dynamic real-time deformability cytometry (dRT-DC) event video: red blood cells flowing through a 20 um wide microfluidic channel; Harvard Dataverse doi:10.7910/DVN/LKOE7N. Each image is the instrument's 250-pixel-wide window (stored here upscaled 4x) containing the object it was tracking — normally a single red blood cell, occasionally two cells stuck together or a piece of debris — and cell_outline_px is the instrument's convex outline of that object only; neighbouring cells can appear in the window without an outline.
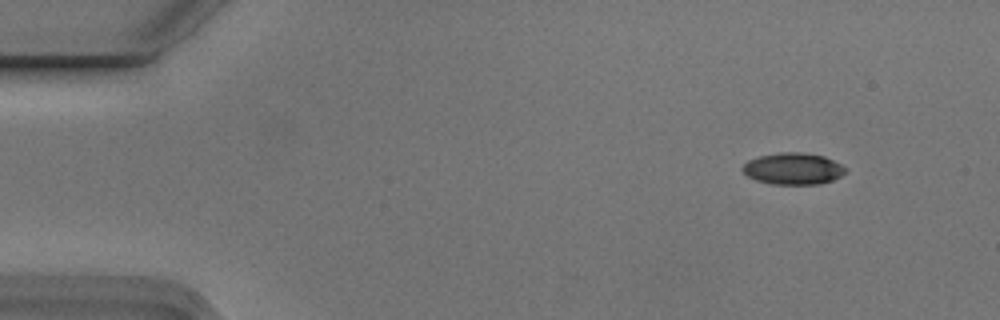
{"species": "Egyptian fruit bat (a non-hibernating species)", "species_latin": "Rousettus aegyptiacus", "temperature_condition": "cold", "stored_images_in_passage": 4, "camera_frame_rate_fps": 3000, "um_per_image_px": 0.085, "animal": {"sex": "male"}, "frame": {"image": 1, "passage_image": 1, "time_ms": 0.0, "image_size_px": [1000, 320], "cell_outline_px": [[844, 172], [840, 176], [832, 180], [820, 184], [772, 184], [756, 180], [748, 176], [740, 168], [748, 160], [760, 156], [780, 152], [804, 152], [824, 156], [840, 164], [844, 168]], "centroid_in_image_um": [67.38, 14.33], "position_along_channel_um": 17.6, "area_um2": 18.84}}
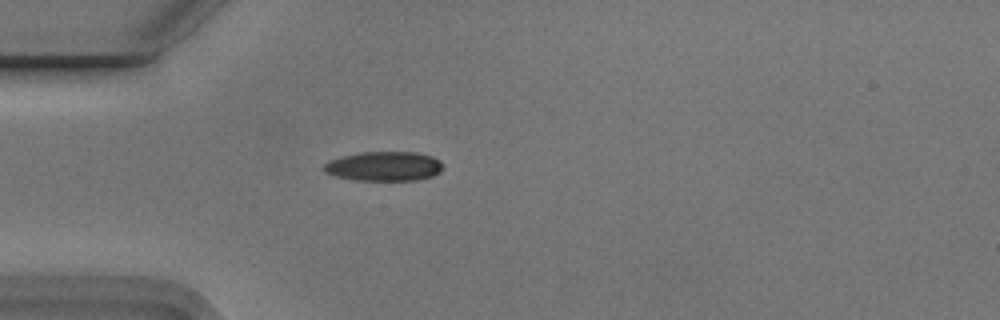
{"frame": {"image": 2, "passage_image": 4, "time_ms": 1.0, "image_size_px": [1000, 320], "cell_outline_px": [[444, 168], [440, 172], [432, 176], [416, 180], [356, 180], [336, 176], [324, 172], [324, 164], [328, 160], [340, 156], [360, 152], [416, 152], [432, 156], [440, 160], [444, 164]], "centroid_in_image_um": [32.66, 14.12], "position_along_channel_um": 52.3, "area_um2": 20.63}}